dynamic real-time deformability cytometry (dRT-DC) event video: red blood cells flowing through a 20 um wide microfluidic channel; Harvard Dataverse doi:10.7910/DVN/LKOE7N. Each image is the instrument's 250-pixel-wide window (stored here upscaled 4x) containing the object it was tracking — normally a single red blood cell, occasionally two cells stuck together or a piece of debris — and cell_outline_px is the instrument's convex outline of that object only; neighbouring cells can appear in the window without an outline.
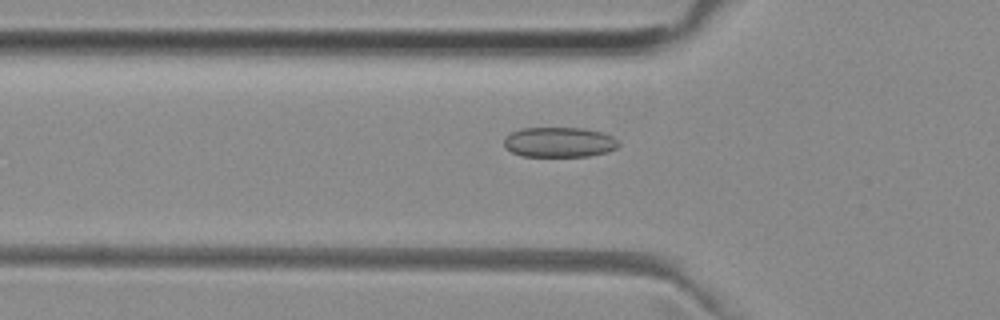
{"species": "common noctule bat (a hibernating species)", "species_latin": "Nyctalus noctula", "temperature_condition": "room temperature", "stored_images_in_passage": 45, "camera_frame_rate_fps": 3000, "um_per_image_px": 0.085, "animal": {"sex": "female", "body_mass_g": 29.2, "forearm_length_mm": 56.3}, "frame": {"image": 1, "passage_image": 10, "time_ms": 3.0, "image_size_px": [1000, 320], "cell_outline_px": [[620, 144], [616, 148], [608, 152], [588, 156], [520, 156], [512, 152], [504, 144], [504, 140], [512, 132], [520, 128], [584, 128], [600, 132], [612, 136], [620, 140]], "centroid_in_image_um": [47.58, 12.09], "position_along_channel_um": 78.2, "area_um2": 20.06}}
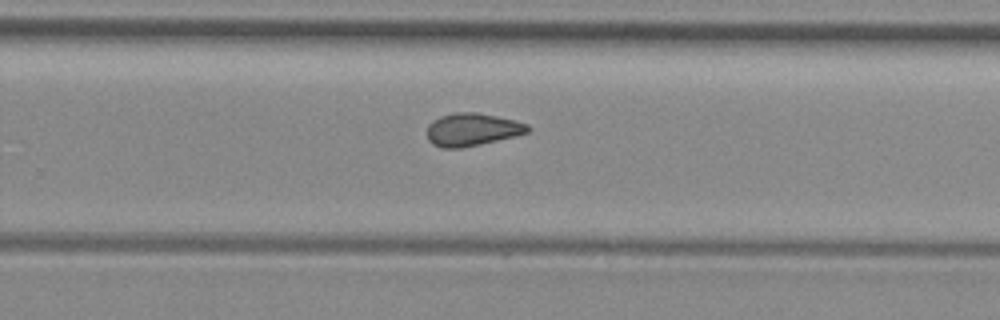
{"frame": {"image": 2, "passage_image": 26, "time_ms": 8.333, "image_size_px": [1000, 320], "cell_outline_px": [[532, 128], [528, 132], [480, 144], [460, 148], [440, 148], [432, 144], [428, 140], [428, 124], [432, 120], [440, 116], [456, 112], [476, 112], [516, 120], [528, 124]], "centroid_in_image_um": [40.11, 11.0], "position_along_channel_um": 289.7, "area_um2": 19.19}}
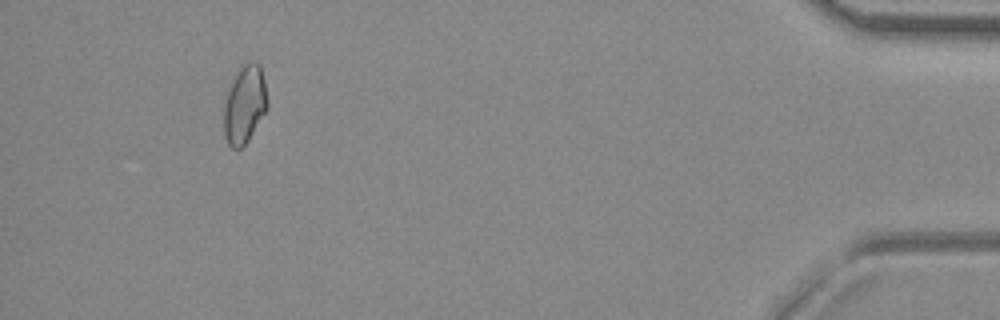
{"frame": {"image": 3, "passage_image": 41, "time_ms": 13.333, "image_size_px": [1000, 320], "cell_outline_px": [[268, 108], [248, 140], [240, 148], [232, 148], [228, 144], [224, 136], [224, 96], [236, 72], [244, 64], [252, 60], [256, 60], [260, 64], [264, 80], [268, 100]], "centroid_in_image_um": [20.79, 8.85], "position_along_channel_um": 414.4, "area_um2": 20.06}, "authors_computed_cell_mechanics": {"area_um2": 19.363, "velocity_mm_per_s": 3.9567, "shape_relaxation_time_tau1_ms": null, "shape_relaxation_time_tau2_ms": 2.9688, "deformation_change_tau1": null, "deformation_change_tau2": 0.0785}}